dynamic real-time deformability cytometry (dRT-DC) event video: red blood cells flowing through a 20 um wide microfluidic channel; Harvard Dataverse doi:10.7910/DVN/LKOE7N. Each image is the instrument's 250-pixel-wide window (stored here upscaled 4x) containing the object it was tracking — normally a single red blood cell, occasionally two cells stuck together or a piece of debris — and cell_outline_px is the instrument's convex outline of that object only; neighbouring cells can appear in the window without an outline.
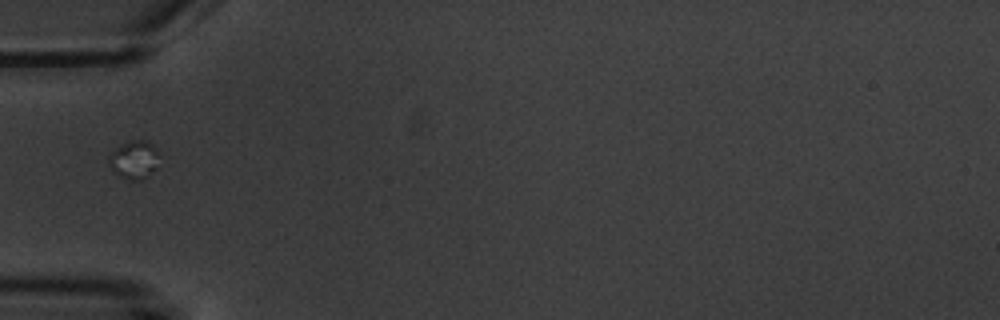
{"species": "common noctule bat (a hibernating species)", "species_latin": "Nyctalus noctula", "temperature_condition": "warm", "stored_images_in_passage": 4, "camera_frame_rate_fps": 3000, "um_per_image_px": 0.085, "animal": {"sex": "male", "body_mass_g": 20.1, "forearm_length_mm": 53.5}, "frame": {"image": 1, "passage_image": 1, "time_ms": 0.0, "image_size_px": [1000, 320], "cell_outline_px": [[160, 156], [156, 168], [140, 180], [128, 180], [112, 172], [108, 164], [108, 156], [116, 148], [132, 140], [148, 140], [152, 144]], "centroid_in_image_um": [11.38, 13.58], "position_along_channel_um": 73.6, "area_um2": 11.21}}